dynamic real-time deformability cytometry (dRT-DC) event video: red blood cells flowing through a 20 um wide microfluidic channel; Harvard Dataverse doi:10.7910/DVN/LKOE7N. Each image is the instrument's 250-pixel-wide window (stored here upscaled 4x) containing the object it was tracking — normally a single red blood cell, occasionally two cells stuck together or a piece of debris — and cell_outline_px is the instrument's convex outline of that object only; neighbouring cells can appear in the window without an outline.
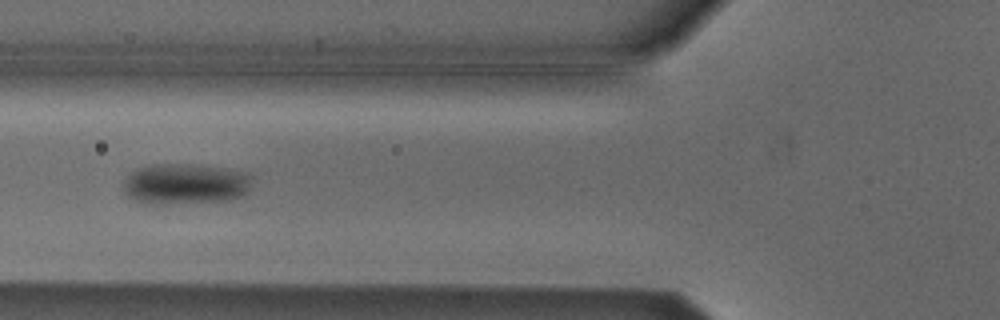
{"species": "Egyptian fruit bat (a non-hibernating species)", "species_latin": "Rousettus aegyptiacus", "temperature_condition": "cold", "stored_images_in_passage": 5, "camera_frame_rate_fps": 3000, "um_per_image_px": 0.085, "animal": {"sex": "male"}, "frame": {"image": 1, "passage_image": 5, "time_ms": 1.333, "image_size_px": [1000, 320], "cell_outline_px": [[252, 180], [248, 192], [244, 196], [232, 200], [164, 204], [148, 204], [132, 200], [124, 192], [124, 180], [132, 172], [140, 168], [152, 164], [188, 164], [224, 168], [248, 172], [252, 176]], "centroid_in_image_um": [15.79, 15.64], "position_along_channel_um": 110.0, "area_um2": 30.92}}